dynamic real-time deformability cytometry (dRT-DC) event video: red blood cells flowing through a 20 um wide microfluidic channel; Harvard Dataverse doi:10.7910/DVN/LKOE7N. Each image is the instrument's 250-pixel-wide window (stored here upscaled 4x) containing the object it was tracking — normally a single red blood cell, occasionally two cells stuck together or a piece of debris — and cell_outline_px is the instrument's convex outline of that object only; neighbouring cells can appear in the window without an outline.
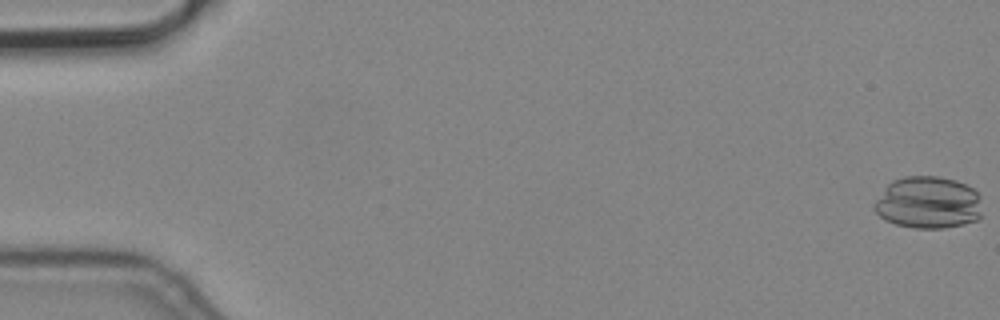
{"species": "common noctule bat (a hibernating species)", "species_latin": "Nyctalus noctula", "temperature_condition": "cold", "stored_images_in_passage": 8, "camera_frame_rate_fps": 3000, "um_per_image_px": 0.085, "animal": {"sex": "male", "body_mass_g": 19.2, "forearm_length_mm": 51.8}, "frame": {"image": 1, "passage_image": 1, "time_ms": 0.0, "image_size_px": [1000, 320], "cell_outline_px": [[980, 220], [964, 224], [944, 228], [916, 228], [896, 224], [880, 216], [872, 208], [872, 204], [884, 188], [892, 180], [904, 176], [936, 176], [956, 180], [972, 188], [980, 196]], "centroid_in_image_um": [78.88, 17.22], "position_along_channel_um": 6.1, "area_um2": 32.95}}
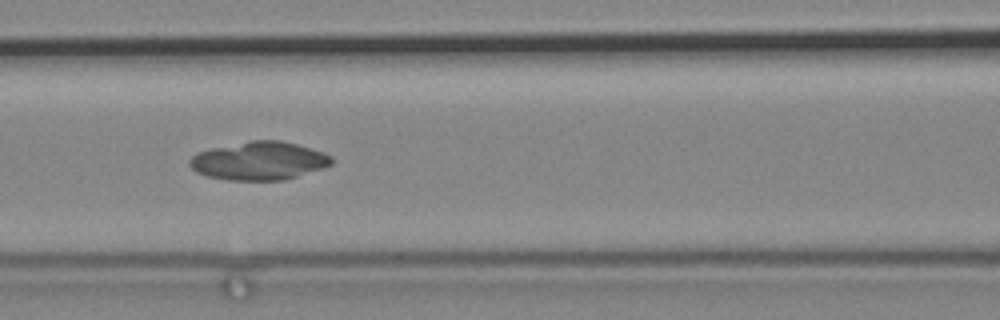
{"frame": {"image": 2, "passage_image": 8, "time_ms": 2.333, "image_size_px": [1000, 320], "cell_outline_px": [[332, 164], [324, 168], [284, 180], [228, 180], [208, 176], [196, 172], [188, 164], [188, 160], [196, 152], [212, 148], [248, 140], [280, 140], [312, 148], [324, 152], [332, 156]], "centroid_in_image_um": [22.02, 13.66], "position_along_channel_um": 144.6, "area_um2": 31.85}}